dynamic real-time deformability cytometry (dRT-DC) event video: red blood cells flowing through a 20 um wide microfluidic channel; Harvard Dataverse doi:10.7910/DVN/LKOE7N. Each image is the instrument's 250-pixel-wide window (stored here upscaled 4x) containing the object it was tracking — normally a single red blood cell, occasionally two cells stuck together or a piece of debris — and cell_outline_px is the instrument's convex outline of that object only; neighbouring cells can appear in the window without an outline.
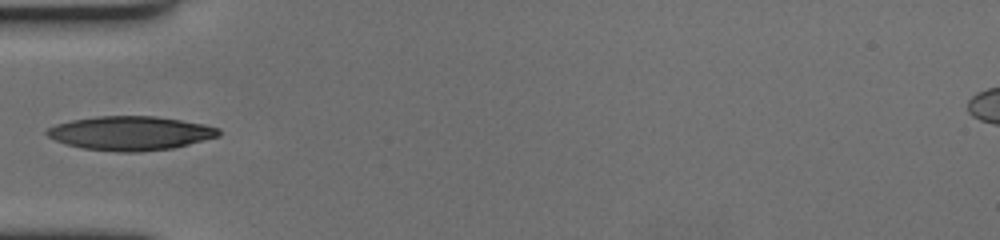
{"species": "human", "species_latin": "Homo sapiens", "temperature_condition": "cold", "stored_images_in_passage": 40, "camera_frame_rate_fps": 3000, "um_per_image_px": 0.085, "donor": {"sex": "female"}, "frame": {"image": 1, "passage_image": 1, "time_ms": 0.0, "image_size_px": [1000, 240], "cell_outline_px": [[220, 136], [172, 148], [140, 152], [120, 152], [84, 148], [64, 144], [48, 136], [44, 132], [48, 128], [56, 124], [72, 120], [96, 116], [156, 116], [204, 124], [220, 128]], "centroid_in_image_um": [11.08, 11.32], "position_along_channel_um": 73.9, "area_um2": 33.99}}
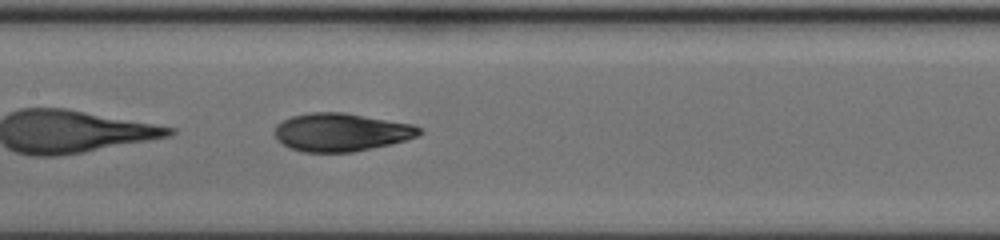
{"frame": {"image": 2, "passage_image": 10, "time_ms": 3.0, "image_size_px": [1000, 240], "cell_outline_px": [[424, 132], [416, 136], [404, 140], [372, 148], [352, 152], [304, 152], [288, 148], [276, 140], [272, 132], [276, 124], [292, 116], [308, 112], [344, 112], [412, 124], [420, 128]], "centroid_in_image_um": [28.92, 11.23], "position_along_channel_um": 178.5, "area_um2": 32.25}}
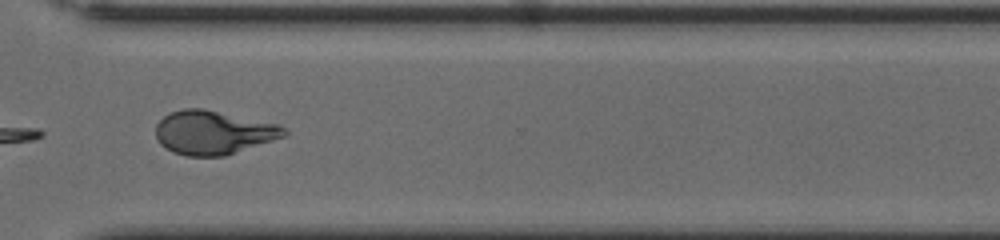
{"frame": {"image": 3, "passage_image": 25, "time_ms": 8.0, "image_size_px": [1000, 240], "cell_outline_px": [[288, 132], [284, 136], [224, 156], [184, 156], [172, 152], [164, 148], [156, 140], [156, 124], [164, 116], [172, 112], [184, 108], [204, 108], [276, 124], [284, 128]], "centroid_in_image_um": [18.06, 11.27], "position_along_channel_um": 352.5, "area_um2": 32.54}}